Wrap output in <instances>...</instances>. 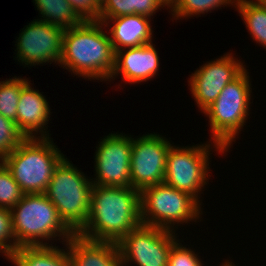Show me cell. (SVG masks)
I'll use <instances>...</instances> for the list:
<instances>
[{
    "mask_svg": "<svg viewBox=\"0 0 266 266\" xmlns=\"http://www.w3.org/2000/svg\"><path fill=\"white\" fill-rule=\"evenodd\" d=\"M141 224L140 191L93 184L89 217L77 235L96 242L118 243Z\"/></svg>",
    "mask_w": 266,
    "mask_h": 266,
    "instance_id": "obj_1",
    "label": "cell"
},
{
    "mask_svg": "<svg viewBox=\"0 0 266 266\" xmlns=\"http://www.w3.org/2000/svg\"><path fill=\"white\" fill-rule=\"evenodd\" d=\"M103 26L97 20H84L80 25L65 29L58 66L90 81H110L115 51Z\"/></svg>",
    "mask_w": 266,
    "mask_h": 266,
    "instance_id": "obj_2",
    "label": "cell"
},
{
    "mask_svg": "<svg viewBox=\"0 0 266 266\" xmlns=\"http://www.w3.org/2000/svg\"><path fill=\"white\" fill-rule=\"evenodd\" d=\"M11 214L17 247L53 245L52 240L57 241L58 237L59 242L65 244L75 235L44 193L24 194Z\"/></svg>",
    "mask_w": 266,
    "mask_h": 266,
    "instance_id": "obj_3",
    "label": "cell"
},
{
    "mask_svg": "<svg viewBox=\"0 0 266 266\" xmlns=\"http://www.w3.org/2000/svg\"><path fill=\"white\" fill-rule=\"evenodd\" d=\"M52 140L25 138L4 158L5 166L24 194L45 193L55 168L65 158Z\"/></svg>",
    "mask_w": 266,
    "mask_h": 266,
    "instance_id": "obj_4",
    "label": "cell"
},
{
    "mask_svg": "<svg viewBox=\"0 0 266 266\" xmlns=\"http://www.w3.org/2000/svg\"><path fill=\"white\" fill-rule=\"evenodd\" d=\"M247 70L228 83L217 99L203 112L209 119L212 131L209 140L220 144L227 152L246 125L250 114L252 85Z\"/></svg>",
    "mask_w": 266,
    "mask_h": 266,
    "instance_id": "obj_5",
    "label": "cell"
},
{
    "mask_svg": "<svg viewBox=\"0 0 266 266\" xmlns=\"http://www.w3.org/2000/svg\"><path fill=\"white\" fill-rule=\"evenodd\" d=\"M64 158L55 168L45 195L63 222L77 234L89 217L92 180Z\"/></svg>",
    "mask_w": 266,
    "mask_h": 266,
    "instance_id": "obj_6",
    "label": "cell"
},
{
    "mask_svg": "<svg viewBox=\"0 0 266 266\" xmlns=\"http://www.w3.org/2000/svg\"><path fill=\"white\" fill-rule=\"evenodd\" d=\"M201 206L188 192L175 189L164 182L140 191V218L142 224L147 226L176 232L179 224L197 222V219L199 222L203 214Z\"/></svg>",
    "mask_w": 266,
    "mask_h": 266,
    "instance_id": "obj_7",
    "label": "cell"
},
{
    "mask_svg": "<svg viewBox=\"0 0 266 266\" xmlns=\"http://www.w3.org/2000/svg\"><path fill=\"white\" fill-rule=\"evenodd\" d=\"M212 148H216L214 151H218L221 155L227 154L220 144L212 141L185 147L172 145L167 154L164 183L188 192L202 203V199H199L202 190L209 182L211 171L209 156L212 154L210 153Z\"/></svg>",
    "mask_w": 266,
    "mask_h": 266,
    "instance_id": "obj_8",
    "label": "cell"
},
{
    "mask_svg": "<svg viewBox=\"0 0 266 266\" xmlns=\"http://www.w3.org/2000/svg\"><path fill=\"white\" fill-rule=\"evenodd\" d=\"M176 236L171 230L139 225L117 243L122 266H168L169 252L179 239Z\"/></svg>",
    "mask_w": 266,
    "mask_h": 266,
    "instance_id": "obj_9",
    "label": "cell"
},
{
    "mask_svg": "<svg viewBox=\"0 0 266 266\" xmlns=\"http://www.w3.org/2000/svg\"><path fill=\"white\" fill-rule=\"evenodd\" d=\"M137 137L132 138L130 181L141 191L164 182L167 154L174 143L157 133Z\"/></svg>",
    "mask_w": 266,
    "mask_h": 266,
    "instance_id": "obj_10",
    "label": "cell"
},
{
    "mask_svg": "<svg viewBox=\"0 0 266 266\" xmlns=\"http://www.w3.org/2000/svg\"><path fill=\"white\" fill-rule=\"evenodd\" d=\"M94 156V185L131 187L130 163L132 151L131 135L109 133L100 139Z\"/></svg>",
    "mask_w": 266,
    "mask_h": 266,
    "instance_id": "obj_11",
    "label": "cell"
},
{
    "mask_svg": "<svg viewBox=\"0 0 266 266\" xmlns=\"http://www.w3.org/2000/svg\"><path fill=\"white\" fill-rule=\"evenodd\" d=\"M15 44L16 60L26 67L59 64L62 58L63 33L62 27L48 24L41 20H33L23 29ZM24 63V64H23Z\"/></svg>",
    "mask_w": 266,
    "mask_h": 266,
    "instance_id": "obj_12",
    "label": "cell"
},
{
    "mask_svg": "<svg viewBox=\"0 0 266 266\" xmlns=\"http://www.w3.org/2000/svg\"><path fill=\"white\" fill-rule=\"evenodd\" d=\"M240 60L228 52L199 66V69L190 75L189 90L202 113L217 99L225 86L246 69V65Z\"/></svg>",
    "mask_w": 266,
    "mask_h": 266,
    "instance_id": "obj_13",
    "label": "cell"
},
{
    "mask_svg": "<svg viewBox=\"0 0 266 266\" xmlns=\"http://www.w3.org/2000/svg\"><path fill=\"white\" fill-rule=\"evenodd\" d=\"M159 61V55L153 42L139 47L118 50L115 52L114 70L109 82L114 81L119 74L129 85L147 82L158 75Z\"/></svg>",
    "mask_w": 266,
    "mask_h": 266,
    "instance_id": "obj_14",
    "label": "cell"
},
{
    "mask_svg": "<svg viewBox=\"0 0 266 266\" xmlns=\"http://www.w3.org/2000/svg\"><path fill=\"white\" fill-rule=\"evenodd\" d=\"M30 84L28 81L21 88L17 107V128L26 138H49V102L42 92L32 88Z\"/></svg>",
    "mask_w": 266,
    "mask_h": 266,
    "instance_id": "obj_15",
    "label": "cell"
},
{
    "mask_svg": "<svg viewBox=\"0 0 266 266\" xmlns=\"http://www.w3.org/2000/svg\"><path fill=\"white\" fill-rule=\"evenodd\" d=\"M107 29L114 51L139 47L152 42L151 18L132 14L115 18H98ZM112 25V27H111Z\"/></svg>",
    "mask_w": 266,
    "mask_h": 266,
    "instance_id": "obj_16",
    "label": "cell"
},
{
    "mask_svg": "<svg viewBox=\"0 0 266 266\" xmlns=\"http://www.w3.org/2000/svg\"><path fill=\"white\" fill-rule=\"evenodd\" d=\"M64 245L72 266H122L117 243L91 241L75 234Z\"/></svg>",
    "mask_w": 266,
    "mask_h": 266,
    "instance_id": "obj_17",
    "label": "cell"
},
{
    "mask_svg": "<svg viewBox=\"0 0 266 266\" xmlns=\"http://www.w3.org/2000/svg\"><path fill=\"white\" fill-rule=\"evenodd\" d=\"M55 245L21 246L10 256L14 266H72L67 246Z\"/></svg>",
    "mask_w": 266,
    "mask_h": 266,
    "instance_id": "obj_18",
    "label": "cell"
},
{
    "mask_svg": "<svg viewBox=\"0 0 266 266\" xmlns=\"http://www.w3.org/2000/svg\"><path fill=\"white\" fill-rule=\"evenodd\" d=\"M33 3L42 15L38 20L48 24L67 29L80 25L84 21L68 0H33Z\"/></svg>",
    "mask_w": 266,
    "mask_h": 266,
    "instance_id": "obj_19",
    "label": "cell"
},
{
    "mask_svg": "<svg viewBox=\"0 0 266 266\" xmlns=\"http://www.w3.org/2000/svg\"><path fill=\"white\" fill-rule=\"evenodd\" d=\"M235 8L256 44L266 49V7L264 4L259 0H236Z\"/></svg>",
    "mask_w": 266,
    "mask_h": 266,
    "instance_id": "obj_20",
    "label": "cell"
},
{
    "mask_svg": "<svg viewBox=\"0 0 266 266\" xmlns=\"http://www.w3.org/2000/svg\"><path fill=\"white\" fill-rule=\"evenodd\" d=\"M27 79L14 76L5 81H0V114L15 121L16 125L21 88L29 81Z\"/></svg>",
    "mask_w": 266,
    "mask_h": 266,
    "instance_id": "obj_21",
    "label": "cell"
},
{
    "mask_svg": "<svg viewBox=\"0 0 266 266\" xmlns=\"http://www.w3.org/2000/svg\"><path fill=\"white\" fill-rule=\"evenodd\" d=\"M235 3L236 0H178L169 12H171L172 18L179 20L203 15L227 5L235 7Z\"/></svg>",
    "mask_w": 266,
    "mask_h": 266,
    "instance_id": "obj_22",
    "label": "cell"
},
{
    "mask_svg": "<svg viewBox=\"0 0 266 266\" xmlns=\"http://www.w3.org/2000/svg\"><path fill=\"white\" fill-rule=\"evenodd\" d=\"M24 193L14 180L10 170L3 164L0 167V207L12 209Z\"/></svg>",
    "mask_w": 266,
    "mask_h": 266,
    "instance_id": "obj_23",
    "label": "cell"
},
{
    "mask_svg": "<svg viewBox=\"0 0 266 266\" xmlns=\"http://www.w3.org/2000/svg\"><path fill=\"white\" fill-rule=\"evenodd\" d=\"M26 137L17 128L16 122L0 114V156L5 158Z\"/></svg>",
    "mask_w": 266,
    "mask_h": 266,
    "instance_id": "obj_24",
    "label": "cell"
},
{
    "mask_svg": "<svg viewBox=\"0 0 266 266\" xmlns=\"http://www.w3.org/2000/svg\"><path fill=\"white\" fill-rule=\"evenodd\" d=\"M200 256L190 247L183 246L179 239L169 252L168 266H203Z\"/></svg>",
    "mask_w": 266,
    "mask_h": 266,
    "instance_id": "obj_25",
    "label": "cell"
},
{
    "mask_svg": "<svg viewBox=\"0 0 266 266\" xmlns=\"http://www.w3.org/2000/svg\"><path fill=\"white\" fill-rule=\"evenodd\" d=\"M0 248L8 257L18 248L12 230L11 210L3 207H0Z\"/></svg>",
    "mask_w": 266,
    "mask_h": 266,
    "instance_id": "obj_26",
    "label": "cell"
},
{
    "mask_svg": "<svg viewBox=\"0 0 266 266\" xmlns=\"http://www.w3.org/2000/svg\"><path fill=\"white\" fill-rule=\"evenodd\" d=\"M131 15V0H106L101 4L98 18H115Z\"/></svg>",
    "mask_w": 266,
    "mask_h": 266,
    "instance_id": "obj_27",
    "label": "cell"
},
{
    "mask_svg": "<svg viewBox=\"0 0 266 266\" xmlns=\"http://www.w3.org/2000/svg\"><path fill=\"white\" fill-rule=\"evenodd\" d=\"M83 20H98L101 4L98 0H68Z\"/></svg>",
    "mask_w": 266,
    "mask_h": 266,
    "instance_id": "obj_28",
    "label": "cell"
},
{
    "mask_svg": "<svg viewBox=\"0 0 266 266\" xmlns=\"http://www.w3.org/2000/svg\"><path fill=\"white\" fill-rule=\"evenodd\" d=\"M165 6L160 0H131V15L138 14L152 17Z\"/></svg>",
    "mask_w": 266,
    "mask_h": 266,
    "instance_id": "obj_29",
    "label": "cell"
},
{
    "mask_svg": "<svg viewBox=\"0 0 266 266\" xmlns=\"http://www.w3.org/2000/svg\"><path fill=\"white\" fill-rule=\"evenodd\" d=\"M160 1L165 6V8L167 6V9H171L178 0H160Z\"/></svg>",
    "mask_w": 266,
    "mask_h": 266,
    "instance_id": "obj_30",
    "label": "cell"
},
{
    "mask_svg": "<svg viewBox=\"0 0 266 266\" xmlns=\"http://www.w3.org/2000/svg\"><path fill=\"white\" fill-rule=\"evenodd\" d=\"M221 265L220 266H235V264L233 262H231V260H225V262L223 263H220Z\"/></svg>",
    "mask_w": 266,
    "mask_h": 266,
    "instance_id": "obj_31",
    "label": "cell"
},
{
    "mask_svg": "<svg viewBox=\"0 0 266 266\" xmlns=\"http://www.w3.org/2000/svg\"><path fill=\"white\" fill-rule=\"evenodd\" d=\"M0 253L3 254V256L9 261V257L5 254V252L0 248Z\"/></svg>",
    "mask_w": 266,
    "mask_h": 266,
    "instance_id": "obj_32",
    "label": "cell"
},
{
    "mask_svg": "<svg viewBox=\"0 0 266 266\" xmlns=\"http://www.w3.org/2000/svg\"><path fill=\"white\" fill-rule=\"evenodd\" d=\"M4 164V158L0 156V167Z\"/></svg>",
    "mask_w": 266,
    "mask_h": 266,
    "instance_id": "obj_33",
    "label": "cell"
},
{
    "mask_svg": "<svg viewBox=\"0 0 266 266\" xmlns=\"http://www.w3.org/2000/svg\"><path fill=\"white\" fill-rule=\"evenodd\" d=\"M99 1V3L100 4H102L104 1H106V0H98Z\"/></svg>",
    "mask_w": 266,
    "mask_h": 266,
    "instance_id": "obj_34",
    "label": "cell"
},
{
    "mask_svg": "<svg viewBox=\"0 0 266 266\" xmlns=\"http://www.w3.org/2000/svg\"><path fill=\"white\" fill-rule=\"evenodd\" d=\"M260 2H262L264 4V6L266 7V1H260Z\"/></svg>",
    "mask_w": 266,
    "mask_h": 266,
    "instance_id": "obj_35",
    "label": "cell"
}]
</instances>
